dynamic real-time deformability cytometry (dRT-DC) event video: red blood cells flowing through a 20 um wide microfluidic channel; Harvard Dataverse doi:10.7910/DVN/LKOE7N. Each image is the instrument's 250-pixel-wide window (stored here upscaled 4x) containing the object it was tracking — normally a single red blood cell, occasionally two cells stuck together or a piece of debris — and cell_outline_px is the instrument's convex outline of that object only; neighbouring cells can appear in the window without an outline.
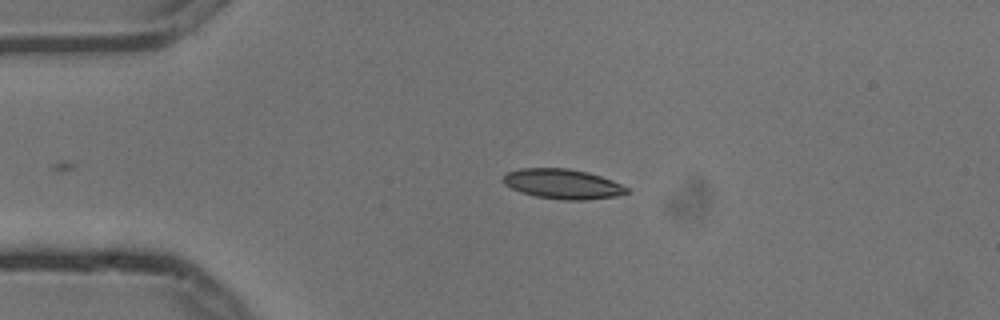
{"species": "common noctule bat (a hibernating species)", "species_latin": "Nyctalus noctula", "temperature_condition": "cold", "stored_images_in_passage": 2, "camera_frame_rate_fps": 3000, "um_per_image_px": 0.085, "animal": {"sex": "male", "body_mass_g": 13.3}, "frame": {"image": 1, "passage_image": 1, "time_ms": 0.0, "image_size_px": [1000, 320], "cell_outline_px": [[628, 192], [616, 196], [584, 200], [564, 200], [536, 196], [520, 192], [504, 184], [500, 180], [508, 172], [520, 168], [568, 168], [588, 172], [612, 180], [628, 188]], "centroid_in_image_um": [47.8, 15.63], "position_along_channel_um": 37.2, "area_um2": 21.44}}